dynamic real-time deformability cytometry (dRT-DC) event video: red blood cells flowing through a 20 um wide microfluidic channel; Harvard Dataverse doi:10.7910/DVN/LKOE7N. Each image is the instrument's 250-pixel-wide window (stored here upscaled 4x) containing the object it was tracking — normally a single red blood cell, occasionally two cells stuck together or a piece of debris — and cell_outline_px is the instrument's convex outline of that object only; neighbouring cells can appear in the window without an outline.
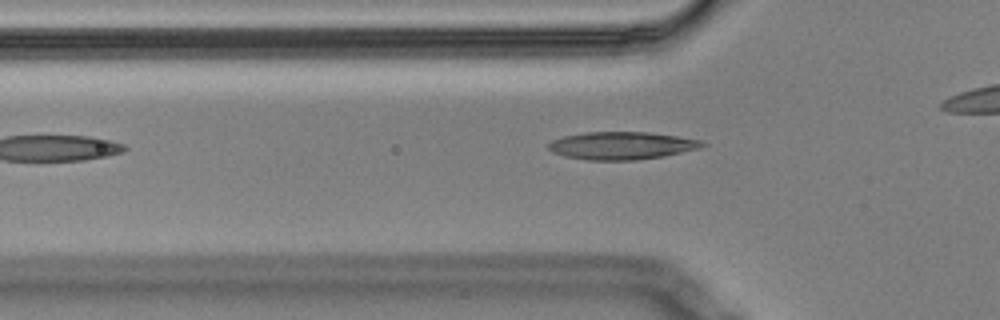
{"species": "Egyptian fruit bat (a non-hibernating species)", "species_latin": "Rousettus aegyptiacus", "temperature_condition": "cold", "stored_images_in_passage": 2, "camera_frame_rate_fps": 3000, "um_per_image_px": 0.085, "animal": {"sex": "male"}, "frame": {"image": 1, "passage_image": 2, "time_ms": 0.333, "image_size_px": [1000, 320], "cell_outline_px": [[708, 144], [700, 148], [664, 156], [636, 160], [588, 160], [564, 156], [552, 152], [548, 148], [548, 144], [552, 140], [564, 136], [588, 132], [648, 132], [676, 136], [700, 140]], "centroid_in_image_um": [52.84, 12.38], "position_along_channel_um": 73.0, "area_um2": 24.74}}